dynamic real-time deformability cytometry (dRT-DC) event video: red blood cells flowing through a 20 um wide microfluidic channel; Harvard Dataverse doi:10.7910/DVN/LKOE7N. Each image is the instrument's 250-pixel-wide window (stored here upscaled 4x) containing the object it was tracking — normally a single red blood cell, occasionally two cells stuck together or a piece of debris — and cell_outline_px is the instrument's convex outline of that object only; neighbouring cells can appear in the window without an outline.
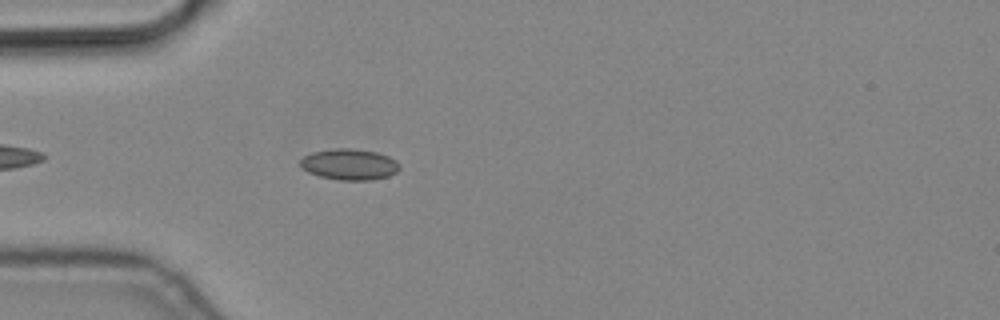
{"species": "common noctule bat (a hibernating species)", "species_latin": "Nyctalus noctula", "temperature_condition": "cold", "stored_images_in_passage": 4, "camera_frame_rate_fps": 3000, "um_per_image_px": 0.085, "animal": {"sex": "male", "body_mass_g": 19.2, "forearm_length_mm": 51.8}, "frame": {"image": 1, "passage_image": 4, "time_ms": 1.0, "image_size_px": [1000, 320], "cell_outline_px": [[400, 168], [396, 172], [388, 176], [372, 180], [340, 180], [320, 176], [308, 172], [300, 164], [300, 160], [304, 156], [312, 152], [336, 148], [352, 148], [376, 152], [388, 156], [396, 160], [400, 164]], "centroid_in_image_um": [29.72, 13.97], "position_along_channel_um": 55.3, "area_um2": 17.92}}